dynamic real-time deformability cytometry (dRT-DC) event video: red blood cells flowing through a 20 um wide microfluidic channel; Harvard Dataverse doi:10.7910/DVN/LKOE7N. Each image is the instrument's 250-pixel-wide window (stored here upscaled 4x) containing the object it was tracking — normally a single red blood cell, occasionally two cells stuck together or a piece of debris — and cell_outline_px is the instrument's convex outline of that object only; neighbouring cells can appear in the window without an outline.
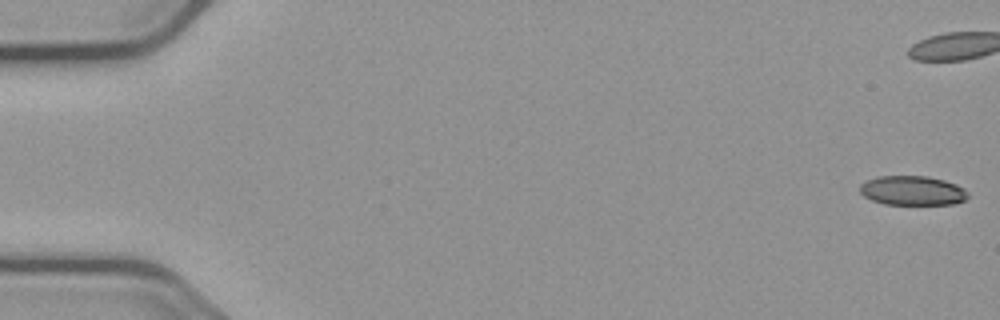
{"species": "common noctule bat (a hibernating species)", "species_latin": "Nyctalus noctula", "temperature_condition": "cold", "stored_images_in_passage": 52, "camera_frame_rate_fps": 3000, "um_per_image_px": 0.085, "animal": {"sex": "male", "body_mass_g": 23.1, "forearm_length_mm": 52.7}, "frame": {"image": 1, "passage_image": 1, "time_ms": 0.0, "image_size_px": [1000, 320], "cell_outline_px": [[968, 196], [964, 200], [952, 204], [884, 204], [872, 200], [864, 196], [860, 192], [860, 184], [868, 180], [880, 176], [928, 176], [944, 180], [956, 184], [964, 188], [968, 192]], "centroid_in_image_um": [77.57, 16.2], "position_along_channel_um": 7.4, "area_um2": 18.44}}